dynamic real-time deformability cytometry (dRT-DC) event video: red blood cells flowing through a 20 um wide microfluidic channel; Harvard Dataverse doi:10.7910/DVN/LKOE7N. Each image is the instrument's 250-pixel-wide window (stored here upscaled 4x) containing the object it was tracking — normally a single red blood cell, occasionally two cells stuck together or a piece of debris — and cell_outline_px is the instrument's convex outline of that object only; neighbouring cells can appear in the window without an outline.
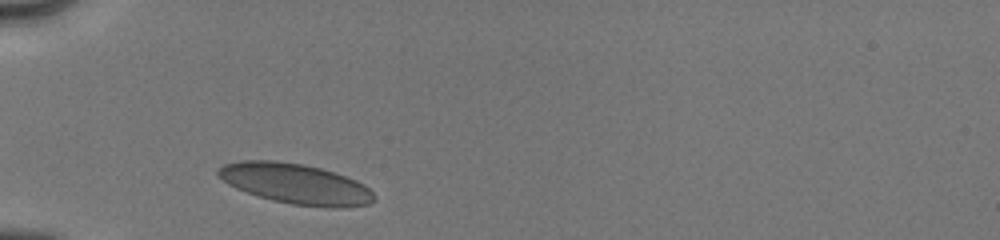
{"species": "human", "species_latin": "Homo sapiens", "temperature_condition": "cold", "stored_images_in_passage": 36, "camera_frame_rate_fps": 3000, "um_per_image_px": 0.085, "donor": {"sex": "male"}, "frame": {"image": 1, "passage_image": 1, "time_ms": 0.0, "image_size_px": [1000, 240], "cell_outline_px": [[376, 200], [368, 204], [340, 208], [332, 208], [292, 204], [272, 200], [236, 188], [228, 184], [216, 172], [224, 164], [240, 160], [272, 160], [304, 164], [320, 168], [356, 180], [364, 184], [376, 196]], "centroid_in_image_um": [25.15, 15.62], "position_along_channel_um": 59.8, "area_um2": 36.41}}
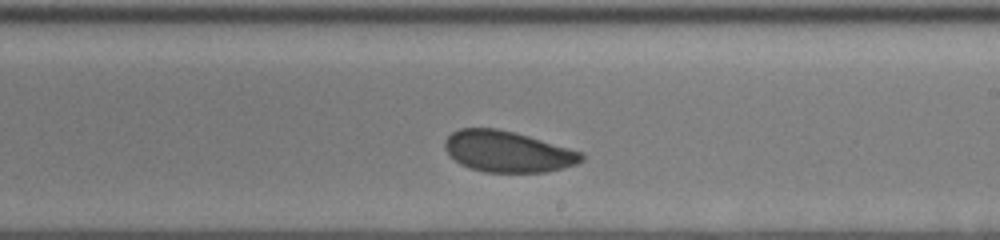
{"frame": {"image": 2, "passage_image": 21, "time_ms": 5.0, "image_size_px": [1000, 240], "cell_outline_px": [[584, 160], [576, 164], [564, 168], [548, 172], [484, 172], [460, 164], [444, 148], [444, 140], [452, 132], [460, 128], [496, 128], [516, 132], [584, 152]], "centroid_in_image_um": [43.19, 12.88], "position_along_channel_um": 245.8, "area_um2": 32.89}}
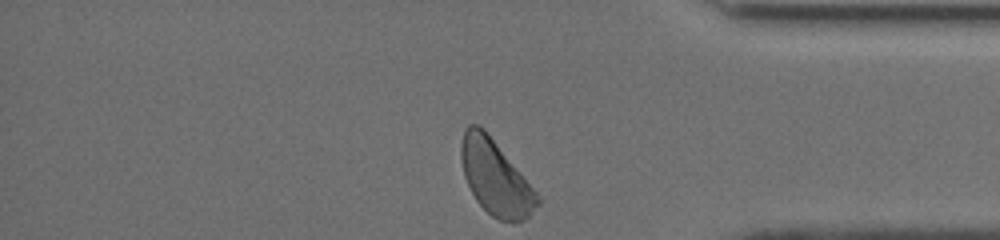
{"frame": {"image": 3, "passage_image": 36, "time_ms": 9.0, "image_size_px": [1000, 240], "cell_outline_px": [[540, 204], [524, 220], [516, 224], [512, 224], [500, 220], [492, 216], [476, 200], [464, 176], [460, 156], [460, 144], [464, 128], [468, 124], [476, 124], [484, 128], [540, 196]], "centroid_in_image_um": [42.11, 15.1], "position_along_channel_um": 393.1, "area_um2": 33.23}, "authors_computed_cell_mechanics": {"area_um2": 33.9286, "velocity_mm_per_s": 3.973, "shape_relaxation_time_tau1_ms": 4.7023, "shape_relaxation_time_tau2_ms": 4.5426, "deformation_change_tau1": 0.0797, "deformation_change_tau2": 0.0731}}